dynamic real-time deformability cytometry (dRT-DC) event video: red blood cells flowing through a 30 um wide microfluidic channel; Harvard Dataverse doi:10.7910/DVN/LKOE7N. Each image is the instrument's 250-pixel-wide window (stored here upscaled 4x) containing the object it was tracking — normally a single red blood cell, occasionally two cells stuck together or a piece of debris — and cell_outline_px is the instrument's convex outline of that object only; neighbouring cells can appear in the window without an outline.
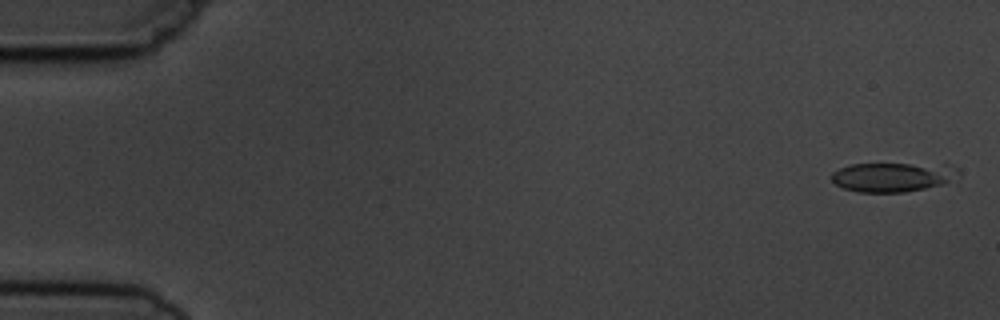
{"species": "common noctule bat (a hibernating species)", "species_latin": "Nyctalus noctula", "temperature_condition": "cold", "stored_images_in_passage": 6, "camera_frame_rate_fps": 3000, "um_per_image_px": 0.085, "animal": {"sex": "male", "body_mass_g": 19.5, "forearm_length_mm": 54.6}, "frame": {"image": 1, "passage_image": 1, "time_ms": 0.0, "image_size_px": [1000, 320], "cell_outline_px": [[960, 176], [944, 184], [904, 192], [856, 192], [844, 188], [836, 184], [832, 180], [832, 172], [848, 164], [944, 164], [956, 168], [960, 172]], "centroid_in_image_um": [75.9, 15.04], "position_along_channel_um": 9.1, "area_um2": 21.73}}